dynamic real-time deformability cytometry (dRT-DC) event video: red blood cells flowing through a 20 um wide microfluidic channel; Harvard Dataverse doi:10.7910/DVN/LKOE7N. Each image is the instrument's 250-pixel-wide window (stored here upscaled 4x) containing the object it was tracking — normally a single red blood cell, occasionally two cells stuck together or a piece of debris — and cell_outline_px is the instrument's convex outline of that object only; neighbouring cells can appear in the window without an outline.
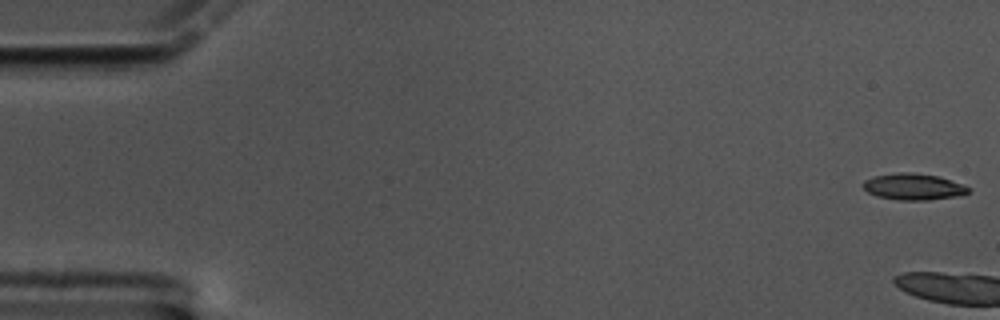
{"species": "common noctule bat (a hibernating species)", "species_latin": "Nyctalus noctula", "temperature_condition": "cold", "stored_images_in_passage": 6, "camera_frame_rate_fps": 3000, "um_per_image_px": 0.085, "animal": {"sex": "male", "body_mass_g": 17.5, "forearm_length_mm": 52.3}, "frame": {"image": 1, "passage_image": 1, "time_ms": 0.0, "image_size_px": [1000, 320], "cell_outline_px": [[972, 188], [968, 192], [960, 196], [928, 200], [900, 200], [876, 196], [868, 192], [864, 188], [864, 180], [872, 176], [900, 172], [908, 172], [936, 176]], "centroid_in_image_um": [77.62, 15.88], "position_along_channel_um": 7.4, "area_um2": 16.01}}